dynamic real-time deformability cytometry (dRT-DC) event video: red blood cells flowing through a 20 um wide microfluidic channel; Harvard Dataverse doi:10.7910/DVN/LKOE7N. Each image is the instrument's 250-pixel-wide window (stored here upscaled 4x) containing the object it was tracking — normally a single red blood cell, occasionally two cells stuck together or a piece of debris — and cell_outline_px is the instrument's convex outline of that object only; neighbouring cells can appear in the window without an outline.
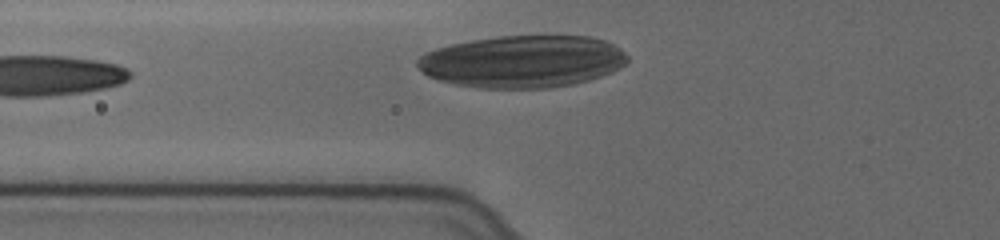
{"species": "human", "species_latin": "Homo sapiens", "temperature_condition": "cold", "stored_images_in_passage": 23, "camera_frame_rate_fps": 3000, "um_per_image_px": 0.085, "donor": {"sex": "female"}, "frame": {"image": 1, "passage_image": 4, "time_ms": 1.0, "image_size_px": [1000, 240], "cell_outline_px": [[628, 60], [620, 68], [612, 72], [588, 80], [572, 84], [548, 88], [476, 88], [452, 84], [428, 76], [416, 64], [416, 60], [424, 52], [436, 48], [452, 44], [472, 40], [496, 36], [592, 36], [604, 40], [620, 48], [628, 56]], "centroid_in_image_um": [44.41, 5.23], "position_along_channel_um": 81.4, "area_um2": 64.04}}
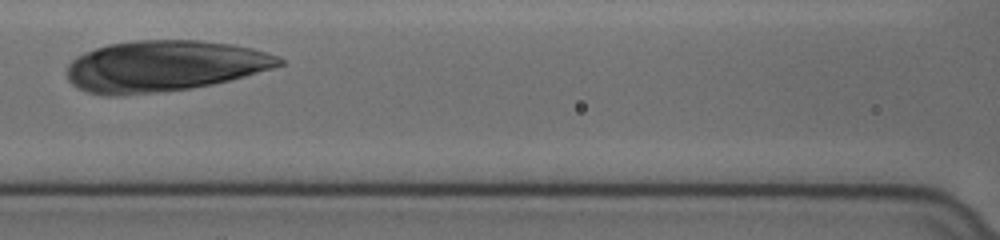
{"frame": {"image": 2, "passage_image": 8, "time_ms": 2.333, "image_size_px": [1000, 240], "cell_outline_px": [[284, 64], [272, 68], [244, 76], [212, 84], [192, 88], [156, 92], [112, 96], [88, 92], [72, 84], [68, 80], [68, 64], [76, 56], [96, 48], [108, 44], [132, 40], [200, 40], [232, 44], [252, 48], [280, 56], [284, 60]], "centroid_in_image_um": [13.96, 5.6], "position_along_channel_um": 152.6, "area_um2": 62.89}}